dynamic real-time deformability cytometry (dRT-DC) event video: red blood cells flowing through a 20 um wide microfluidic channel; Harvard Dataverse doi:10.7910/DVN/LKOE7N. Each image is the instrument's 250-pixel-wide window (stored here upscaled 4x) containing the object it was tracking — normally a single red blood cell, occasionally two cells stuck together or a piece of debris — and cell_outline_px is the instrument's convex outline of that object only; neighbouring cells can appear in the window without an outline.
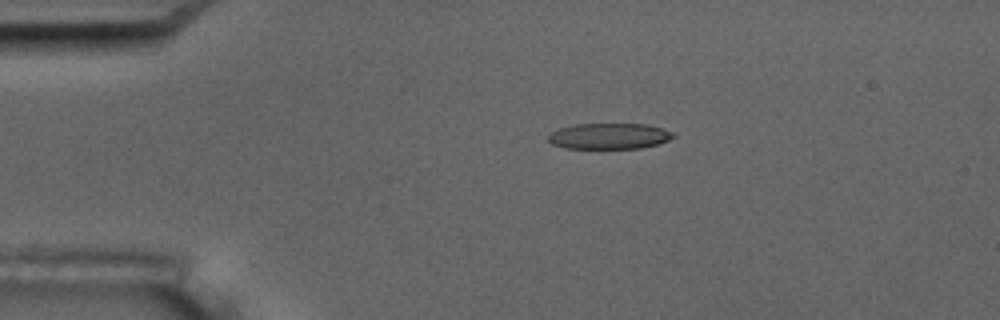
{"species": "common noctule bat (a hibernating species)", "species_latin": "Nyctalus noctula", "temperature_condition": "room temperature", "stored_images_in_passage": 7, "camera_frame_rate_fps": 3000, "um_per_image_px": 0.085, "animal": {"sex": "male", "body_mass_g": 17.5, "forearm_length_mm": 52.3}, "frame": {"image": 1, "passage_image": 4, "time_ms": 3.333, "image_size_px": [1000, 320], "cell_outline_px": [[676, 136], [660, 144], [640, 148], [564, 148], [552, 144], [548, 140], [548, 136], [552, 132], [560, 128], [576, 124], [644, 124], [664, 128], [672, 132]], "centroid_in_image_um": [51.81, 11.57], "position_along_channel_um": 33.2, "area_um2": 18.84}}
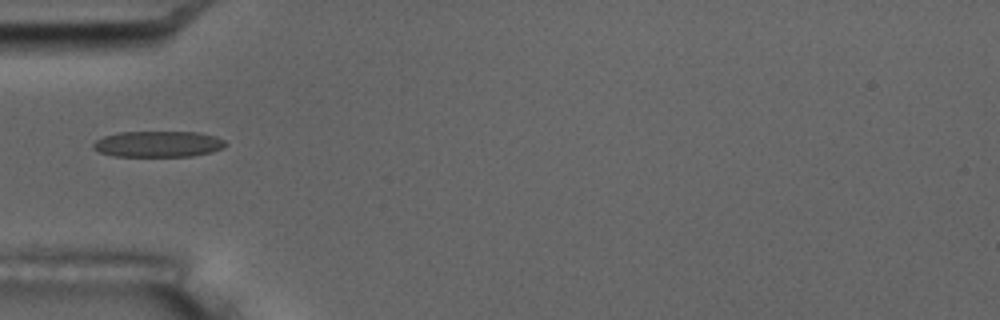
{"frame": {"image": 2, "passage_image": 6, "time_ms": 5.667, "image_size_px": [1000, 320], "cell_outline_px": [[228, 144], [224, 148], [212, 152], [192, 156], [112, 156], [100, 152], [92, 148], [92, 144], [96, 140], [104, 136], [120, 132], [196, 132], [216, 136], [224, 140]], "centroid_in_image_um": [13.46, 12.24], "position_along_channel_um": 71.5, "area_um2": 20.17}}